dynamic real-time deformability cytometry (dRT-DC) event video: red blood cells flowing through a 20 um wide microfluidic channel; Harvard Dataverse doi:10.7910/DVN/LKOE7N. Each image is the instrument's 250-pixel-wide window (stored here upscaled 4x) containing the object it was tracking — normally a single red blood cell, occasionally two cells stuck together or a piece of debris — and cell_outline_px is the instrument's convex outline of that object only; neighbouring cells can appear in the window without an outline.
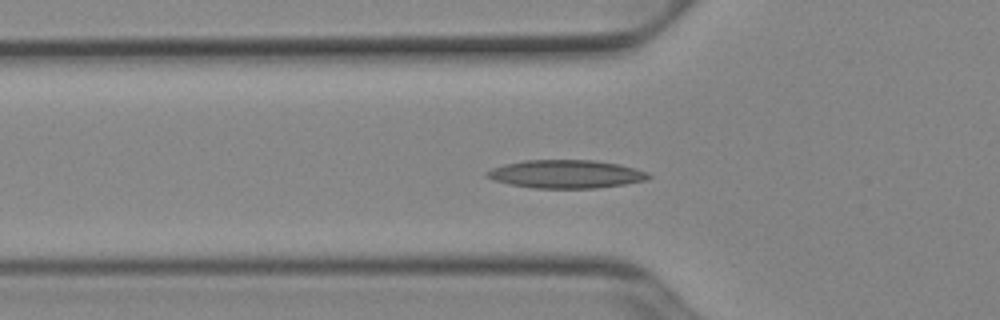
{"species": "Egyptian fruit bat (a non-hibernating species)", "species_latin": "Rousettus aegyptiacus", "temperature_condition": "cold", "stored_images_in_passage": 44, "camera_frame_rate_fps": 3000, "um_per_image_px": 0.085, "animal": {"sex": "female"}, "frame": {"image": 1, "passage_image": 17, "time_ms": 5.333, "image_size_px": [1000, 320], "cell_outline_px": [[652, 176], [648, 180], [624, 184], [596, 188], [532, 188], [512, 184], [496, 180], [484, 176], [484, 172], [492, 168], [504, 164], [524, 160], [592, 160], [620, 164], [648, 172]], "centroid_in_image_um": [48.12, 14.79], "position_along_channel_um": 77.7, "area_um2": 26.59}}
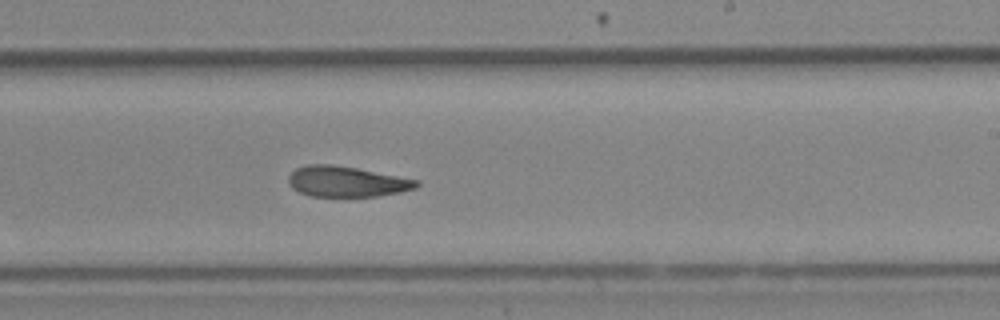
{"frame": {"image": 2, "passage_image": 31, "time_ms": 10.0, "image_size_px": [1000, 320], "cell_outline_px": [[420, 184], [416, 188], [400, 192], [376, 196], [312, 196], [300, 192], [292, 188], [288, 184], [288, 176], [296, 168], [308, 164], [328, 164], [356, 168], [420, 180]], "centroid_in_image_um": [29.46, 15.43], "position_along_channel_um": 259.5, "area_um2": 22.72}}
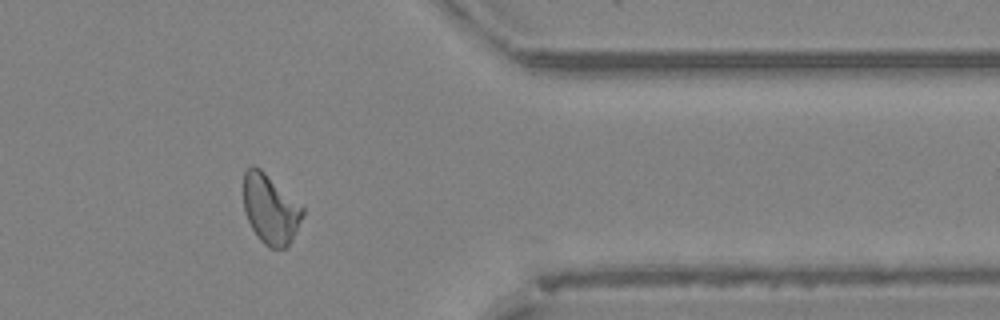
{"frame": {"image": 3, "passage_image": 42, "time_ms": 13.667, "image_size_px": [1000, 320], "cell_outline_px": [[304, 216], [292, 240], [284, 248], [268, 248], [256, 236], [244, 212], [244, 172], [252, 164], [260, 168], [304, 208]], "centroid_in_image_um": [22.98, 17.79], "position_along_channel_um": 388.4, "area_um2": 23.87}, "authors_computed_cell_mechanics": {"area_um2": 24.3916, "velocity_mm_per_s": 3.9112, "shape_relaxation_time_tau1_ms": null, "shape_relaxation_time_tau2_ms": 5.1099, "deformation_change_tau1": null, "deformation_change_tau2": 0.1352}}